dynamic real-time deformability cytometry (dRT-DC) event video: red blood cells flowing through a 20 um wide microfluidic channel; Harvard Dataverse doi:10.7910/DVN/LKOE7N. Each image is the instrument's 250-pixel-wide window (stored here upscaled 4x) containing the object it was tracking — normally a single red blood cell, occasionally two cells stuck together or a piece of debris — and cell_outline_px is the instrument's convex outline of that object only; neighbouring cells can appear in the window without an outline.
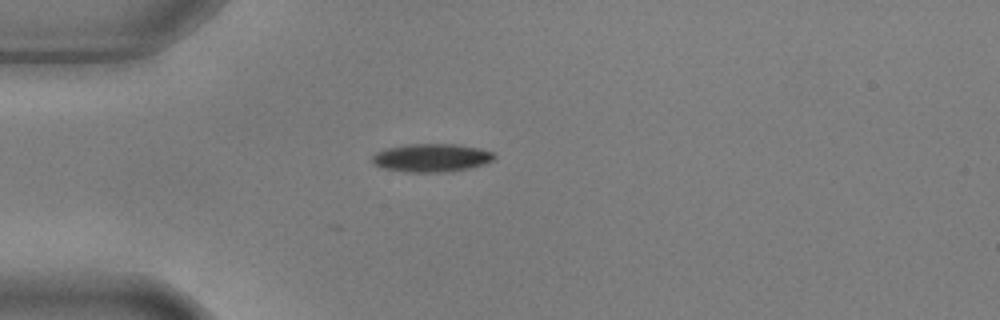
{"species": "common noctule bat (a hibernating species)", "species_latin": "Nyctalus noctula", "temperature_condition": "warm", "stored_images_in_passage": 3, "camera_frame_rate_fps": 3000, "um_per_image_px": 0.085, "animal": {"sex": "male", "body_mass_g": 17.9, "forearm_length_mm": 54.2}, "frame": {"image": 1, "passage_image": 1, "time_ms": 0.0, "image_size_px": [1000, 320], "cell_outline_px": [[496, 156], [492, 160], [484, 164], [468, 168], [440, 172], [408, 172], [384, 168], [372, 164], [372, 156], [376, 152], [384, 148], [404, 144], [456, 144], [480, 148], [492, 152]], "centroid_in_image_um": [36.63, 13.4], "position_along_channel_um": 48.4, "area_um2": 20.06}}
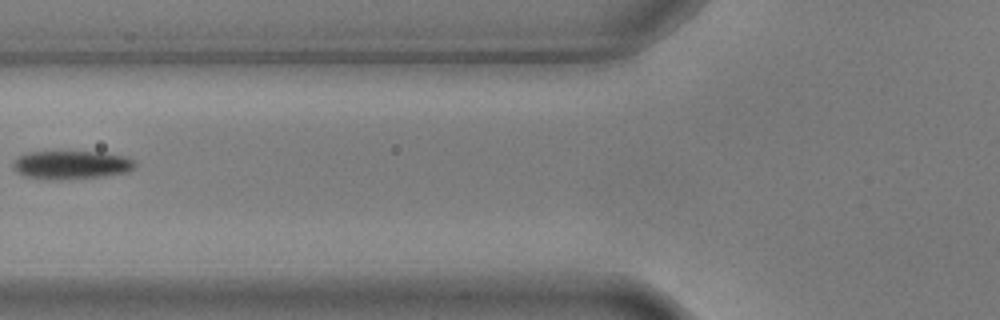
{"frame": {"image": 2, "passage_image": 3, "time_ms": 0.667, "image_size_px": [1000, 320], "cell_outline_px": [[136, 164], [128, 172], [100, 176], [60, 180], [56, 180], [24, 176], [16, 172], [12, 168], [12, 164], [16, 156], [28, 152], [100, 152], [128, 156], [136, 160]], "centroid_in_image_um": [6.04, 14.01], "position_along_channel_um": 119.8, "area_um2": 20.35}}